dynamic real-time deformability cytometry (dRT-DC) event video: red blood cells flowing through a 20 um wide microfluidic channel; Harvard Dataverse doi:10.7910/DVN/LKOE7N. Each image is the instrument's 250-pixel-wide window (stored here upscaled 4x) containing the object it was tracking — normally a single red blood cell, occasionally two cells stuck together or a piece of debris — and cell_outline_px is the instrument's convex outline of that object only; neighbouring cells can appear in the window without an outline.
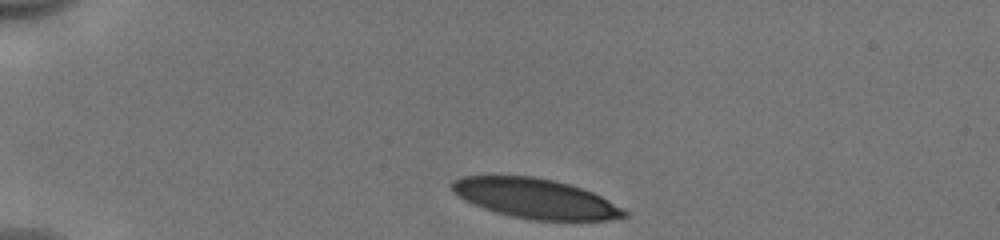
{"species": "human", "species_latin": "Homo sapiens", "temperature_condition": "cold", "stored_images_in_passage": 34, "camera_frame_rate_fps": 3000, "um_per_image_px": 0.085, "donor": {"sex": "male"}, "frame": {"image": 1, "passage_image": 1, "time_ms": 0.0, "image_size_px": [1000, 240], "cell_outline_px": [[628, 216], [624, 220], [536, 220], [512, 216], [496, 212], [484, 208], [460, 196], [452, 188], [452, 180], [460, 176], [532, 176], [552, 180], [568, 184], [592, 192], [624, 208], [628, 212]], "centroid_in_image_um": [45.6, 16.88], "position_along_channel_um": 39.4, "area_um2": 39.54}}
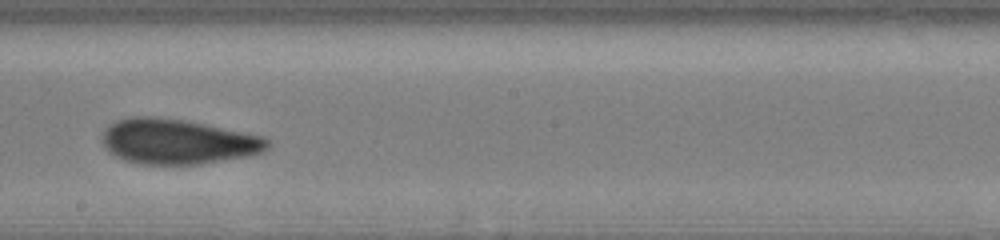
{"frame": {"image": 2, "passage_image": 20, "time_ms": 6.333, "image_size_px": [1000, 240], "cell_outline_px": [[272, 144], [268, 148], [260, 152], [248, 156], [200, 164], [140, 164], [124, 160], [108, 152], [100, 140], [100, 136], [104, 128], [108, 124], [116, 120], [132, 116], [156, 116], [184, 120], [264, 136], [272, 140]], "centroid_in_image_um": [15.06, 12.02], "position_along_channel_um": 233.1, "area_um2": 43.93}}
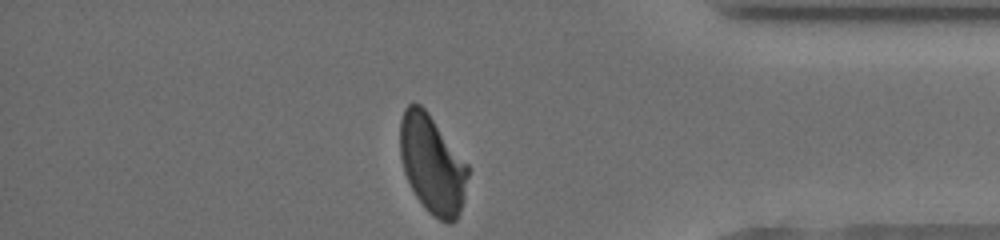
{"frame": {"image": 3, "passage_image": 34, "time_ms": 11.0, "image_size_px": [1000, 240], "cell_outline_px": [[468, 176], [464, 196], [460, 212], [456, 220], [452, 224], [448, 224], [432, 216], [424, 208], [416, 196], [404, 172], [400, 156], [400, 120], [404, 108], [408, 104], [420, 104], [428, 112], [468, 164]], "centroid_in_image_um": [36.74, 13.98], "position_along_channel_um": 398.5, "area_um2": 38.96}, "authors_computed_cell_mechanics": {"area_um2": 43.061, "velocity_mm_per_s": 3.9521, "shape_relaxation_time_tau1_ms": 5.4054, "shape_relaxation_time_tau2_ms": 1.3337, "deformation_change_tau1": 0.157, "deformation_change_tau2": 0.0694}}